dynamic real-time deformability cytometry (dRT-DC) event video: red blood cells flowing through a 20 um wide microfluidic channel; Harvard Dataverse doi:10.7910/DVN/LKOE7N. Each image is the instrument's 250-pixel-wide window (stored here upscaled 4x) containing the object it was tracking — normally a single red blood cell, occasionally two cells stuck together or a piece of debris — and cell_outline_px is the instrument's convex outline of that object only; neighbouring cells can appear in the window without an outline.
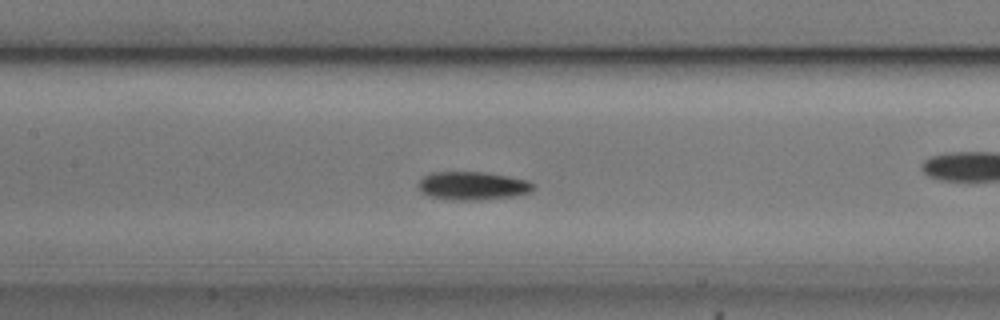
{"species": "common noctule bat (a hibernating species)", "species_latin": "Nyctalus noctula", "temperature_condition": "cold", "stored_images_in_passage": 44, "camera_frame_rate_fps": 3000, "um_per_image_px": 0.085, "animal": {"sex": "male", "body_mass_g": 20.5, "forearm_length_mm": 52.5}, "frame": {"image": 1, "passage_image": 13, "time_ms": 4.0, "image_size_px": [1000, 320], "cell_outline_px": [[536, 188], [528, 192], [512, 196], [476, 200], [452, 200], [428, 196], [420, 192], [416, 184], [424, 176], [432, 172], [484, 172], [508, 176], [528, 180], [536, 184]], "centroid_in_image_um": [40.15, 15.79], "position_along_channel_um": 167.3, "area_um2": 19.07}, "authors_computed_cell_mechanics": {"area_um2": 17.7446, "velocity_mm_per_s": 3.6541, "shape_relaxation_time_tau1_ms": 2.3609, "shape_relaxation_time_tau2_ms": null, "deformation_change_tau1": 0.1009, "deformation_change_tau2": null}}